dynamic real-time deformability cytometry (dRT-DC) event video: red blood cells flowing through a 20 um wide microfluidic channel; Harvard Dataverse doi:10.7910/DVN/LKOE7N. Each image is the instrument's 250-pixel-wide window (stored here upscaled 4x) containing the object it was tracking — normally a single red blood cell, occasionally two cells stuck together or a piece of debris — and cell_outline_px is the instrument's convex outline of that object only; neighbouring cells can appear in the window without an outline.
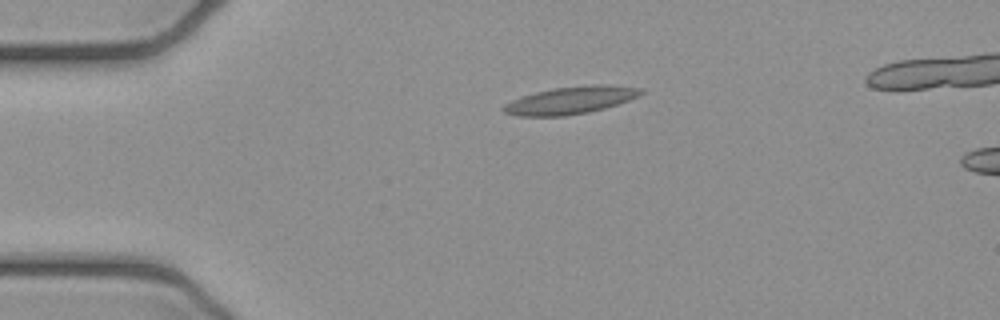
{"species": "common noctule bat (a hibernating species)", "species_latin": "Nyctalus noctula", "temperature_condition": "cold", "stored_images_in_passage": 2, "camera_frame_rate_fps": 3000, "um_per_image_px": 0.085, "animal": {"sex": "female", "body_mass_g": 21.9}, "frame": {"image": 1, "passage_image": 2, "time_ms": 0.333, "image_size_px": [1000, 320], "cell_outline_px": [[644, 92], [628, 100], [604, 108], [588, 112], [564, 116], [516, 116], [504, 112], [500, 108], [504, 104], [512, 100], [536, 92], [552, 88], [592, 84], [604, 84], [640, 88]], "centroid_in_image_um": [48.45, 8.52], "position_along_channel_um": 36.6, "area_um2": 21.79}}